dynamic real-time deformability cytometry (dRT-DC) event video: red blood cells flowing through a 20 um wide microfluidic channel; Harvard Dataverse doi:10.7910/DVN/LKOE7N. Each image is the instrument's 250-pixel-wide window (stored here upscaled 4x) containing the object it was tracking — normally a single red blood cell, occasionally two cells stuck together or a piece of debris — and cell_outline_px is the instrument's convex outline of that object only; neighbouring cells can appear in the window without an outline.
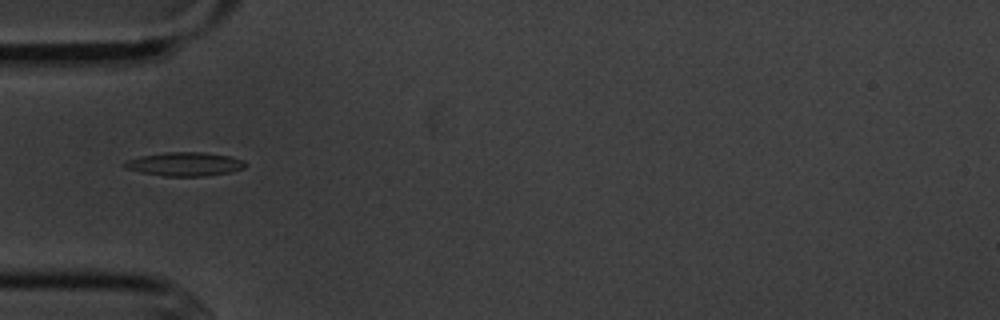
{"species": "common noctule bat (a hibernating species)", "species_latin": "Nyctalus noctula", "temperature_condition": "cold", "stored_images_in_passage": 4, "camera_frame_rate_fps": 3000, "um_per_image_px": 0.085, "animal": {"sex": "male", "body_mass_g": 20.1, "forearm_length_mm": 53.5}, "frame": {"image": 1, "passage_image": 1, "time_ms": 0.0, "image_size_px": [1000, 320], "cell_outline_px": [[248, 164], [244, 168], [232, 172], [204, 176], [164, 176], [140, 172], [124, 168], [120, 164], [128, 160], [140, 156], [164, 152], [204, 152], [228, 156], [244, 160]], "centroid_in_image_um": [15.7, 13.95], "position_along_channel_um": 69.3, "area_um2": 16.88}}
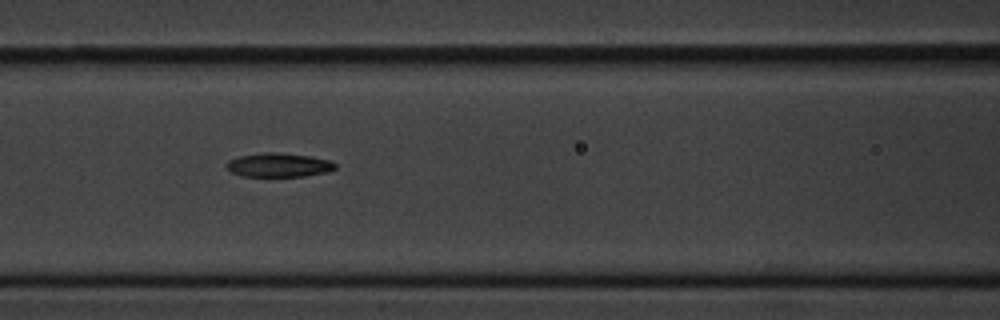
{"frame": {"image": 2, "passage_image": 3, "time_ms": 2.0, "image_size_px": [1000, 320], "cell_outline_px": [[336, 168], [328, 172], [304, 176], [244, 176], [232, 172], [224, 164], [228, 160], [240, 156], [264, 152], [272, 152], [312, 156], [332, 160], [336, 164]], "centroid_in_image_um": [23.73, 14.02], "position_along_channel_um": 142.9, "area_um2": 15.2}}
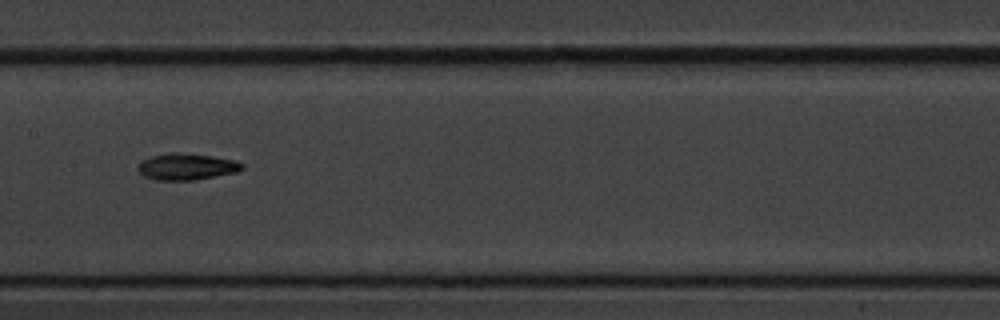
{"frame": {"image": 3, "passage_image": 4, "time_ms": 3.333, "image_size_px": [1000, 320], "cell_outline_px": [[244, 168], [236, 172], [216, 176], [192, 180], [156, 180], [144, 176], [136, 168], [140, 160], [148, 156], [172, 152], [176, 152], [212, 156], [236, 160], [244, 164]], "centroid_in_image_um": [15.83, 14.15], "position_along_channel_um": 191.6, "area_um2": 16.24}}